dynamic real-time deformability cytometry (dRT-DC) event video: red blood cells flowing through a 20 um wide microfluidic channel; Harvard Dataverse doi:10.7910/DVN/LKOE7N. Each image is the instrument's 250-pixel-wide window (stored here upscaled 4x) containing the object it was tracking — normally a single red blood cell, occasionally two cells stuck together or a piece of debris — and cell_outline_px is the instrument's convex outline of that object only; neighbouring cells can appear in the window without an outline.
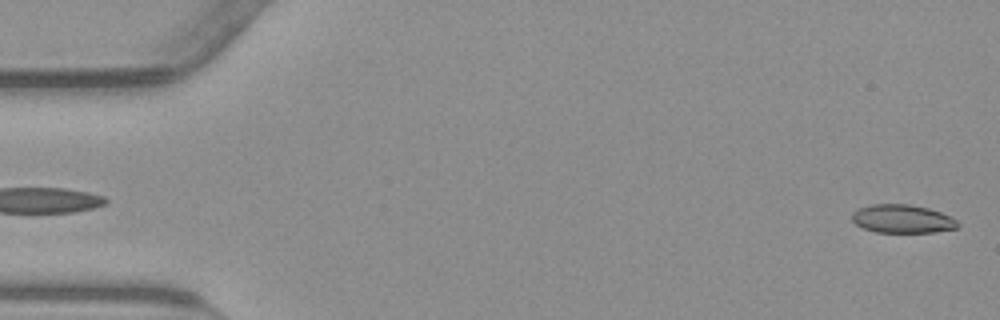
{"species": "common noctule bat (a hibernating species)", "species_latin": "Nyctalus noctula", "temperature_condition": "warm", "stored_images_in_passage": 55, "segment_of_instrument_passage": [1, 2], "camera_frame_rate_fps": 3000, "um_per_image_px": 0.085, "animal": {"sex": "male", "body_mass_g": 23.1, "forearm_length_mm": 52.7}, "frame": {"image": 1, "passage_image": 1, "time_ms": 0.0, "image_size_px": [1000, 320], "cell_outline_px": [[960, 224], [956, 228], [932, 232], [876, 232], [864, 228], [856, 224], [852, 220], [852, 212], [860, 208], [872, 204], [908, 204], [928, 208], [940, 212], [956, 220]], "centroid_in_image_um": [76.68, 18.6], "position_along_channel_um": 8.3, "area_um2": 17.28}}
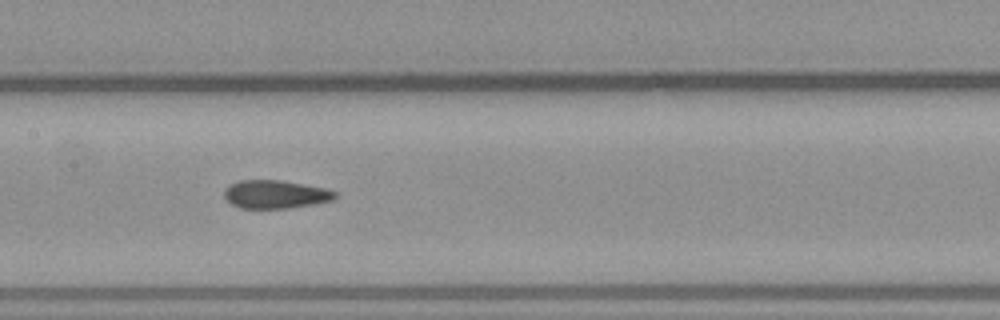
{"frame": {"image": 2, "passage_image": 26, "time_ms": 8.333, "image_size_px": [1000, 320], "cell_outline_px": [[336, 196], [332, 200], [312, 204], [288, 208], [240, 208], [232, 204], [224, 196], [224, 188], [228, 184], [240, 180], [280, 180], [324, 188], [336, 192]], "centroid_in_image_um": [23.35, 16.51], "position_along_channel_um": 184.0, "area_um2": 18.09}}
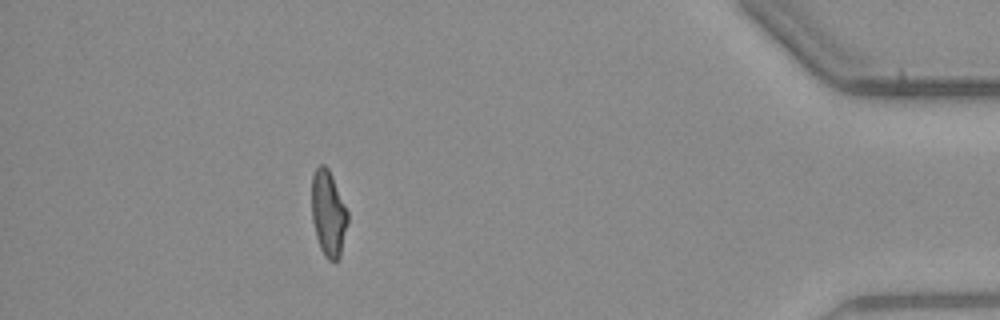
{"frame": {"image": 3, "passage_image": 48, "time_ms": 15.667, "image_size_px": [1000, 320], "cell_outline_px": [[348, 224], [340, 256], [336, 260], [328, 260], [324, 256], [320, 248], [316, 236], [312, 220], [312, 176], [316, 168], [320, 164], [324, 164], [328, 168], [332, 176], [348, 212]], "centroid_in_image_um": [27.91, 18.15], "position_along_channel_um": 407.3, "area_um2": 17.98}}